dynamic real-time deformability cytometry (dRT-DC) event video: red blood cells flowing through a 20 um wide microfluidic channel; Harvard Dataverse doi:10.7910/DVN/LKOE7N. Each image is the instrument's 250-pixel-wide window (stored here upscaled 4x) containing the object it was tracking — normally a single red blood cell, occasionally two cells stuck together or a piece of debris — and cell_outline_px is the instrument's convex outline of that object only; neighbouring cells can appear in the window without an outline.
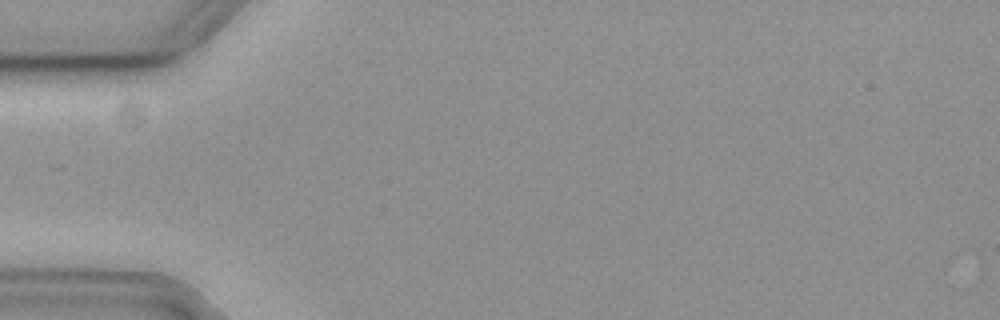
{"species": "common noctule bat (a hibernating species)", "species_latin": "Nyctalus noctula", "temperature_condition": "cold", "stored_images_in_passage": 1, "camera_frame_rate_fps": 3000, "um_per_image_px": 0.085, "animal": {"sex": "female", "body_mass_g": 19.3, "forearm_length_mm": 54.1}, "frame": {"image": 1, "passage_image": 1, "time_ms": 0.0, "image_size_px": [1000, 320], "cell_outline_px": [[192, 16], [188, 28], [184, 32], [172, 40], [140, 44], [72, 44], [64, 40]], "centroid_in_image_um": [11.77, 2.88], "position_along_channel_um": 73.2, "area_um2": 12.48}}